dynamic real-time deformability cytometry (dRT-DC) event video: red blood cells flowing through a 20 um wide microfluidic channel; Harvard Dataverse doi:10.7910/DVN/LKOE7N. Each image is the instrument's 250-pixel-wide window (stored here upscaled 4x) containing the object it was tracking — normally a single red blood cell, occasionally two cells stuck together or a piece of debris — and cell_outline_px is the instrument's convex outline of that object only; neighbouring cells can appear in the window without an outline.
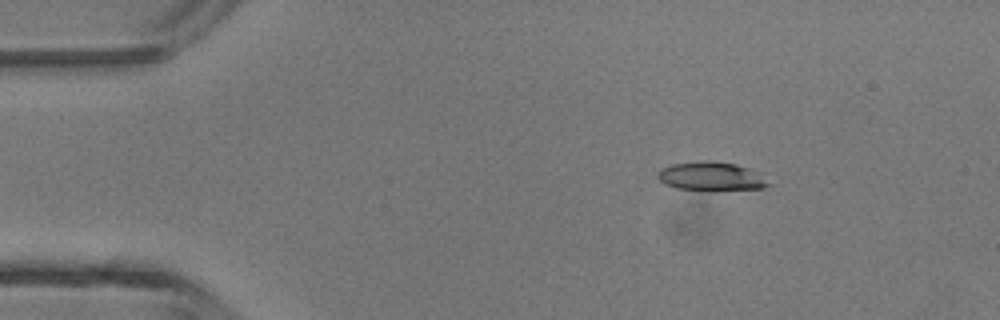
{"species": "common noctule bat (a hibernating species)", "species_latin": "Nyctalus noctula", "temperature_condition": "room temperature", "stored_images_in_passage": 4, "camera_frame_rate_fps": 3000, "um_per_image_px": 0.085, "animal": {"sex": "male", "body_mass_g": 13.3}, "frame": {"image": 1, "passage_image": 2, "time_ms": 1.333, "image_size_px": [1000, 320], "cell_outline_px": [[772, 184], [764, 188], [716, 192], [708, 192], [676, 188], [664, 184], [656, 176], [656, 172], [660, 168], [672, 164], [700, 160], [712, 160], [736, 164], [748, 168], [756, 172]], "centroid_in_image_um": [60.42, 15.02], "position_along_channel_um": 24.6, "area_um2": 19.36}}
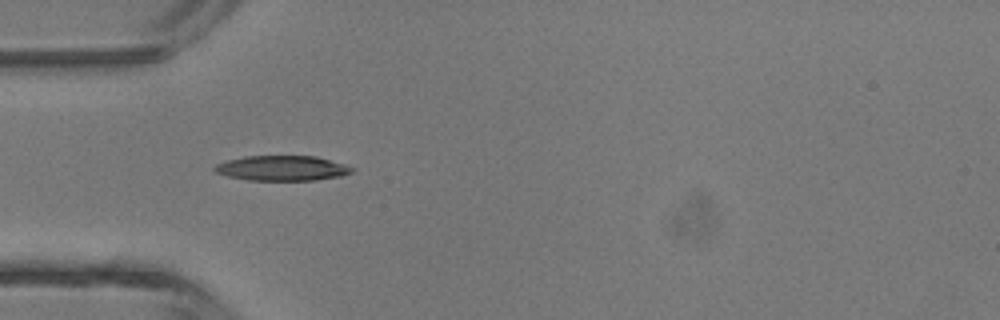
{"frame": {"image": 2, "passage_image": 4, "time_ms": 3.667, "image_size_px": [1000, 320], "cell_outline_px": [[356, 168], [352, 172], [340, 176], [316, 180], [248, 180], [228, 176], [216, 172], [212, 168], [216, 164], [228, 160], [244, 156], [316, 156], [344, 164]], "centroid_in_image_um": [23.99, 14.29], "position_along_channel_um": 61.0, "area_um2": 20.0}}